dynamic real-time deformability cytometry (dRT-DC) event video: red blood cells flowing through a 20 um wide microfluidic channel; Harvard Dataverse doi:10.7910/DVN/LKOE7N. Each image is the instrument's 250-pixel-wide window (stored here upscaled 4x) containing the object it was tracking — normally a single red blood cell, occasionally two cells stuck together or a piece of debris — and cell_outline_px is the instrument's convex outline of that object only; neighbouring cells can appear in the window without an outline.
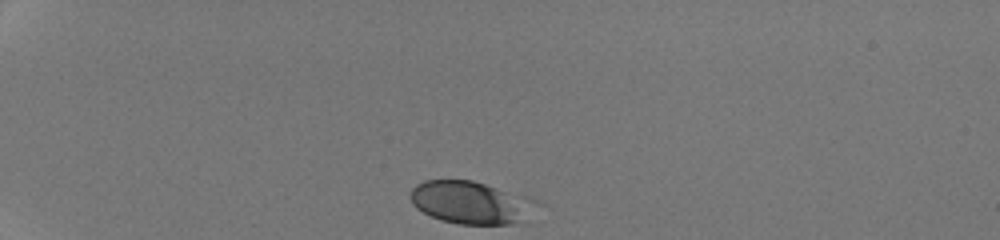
{"species": "human", "species_latin": "Homo sapiens", "temperature_condition": "room temperature", "stored_images_in_passage": 31, "camera_frame_rate_fps": 3000, "um_per_image_px": 0.085, "donor": {"sex": "male"}, "frame": {"image": 1, "passage_image": 1, "time_ms": 0.0, "image_size_px": [1000, 240], "cell_outline_px": [[548, 208], [512, 224], [460, 224], [440, 220], [416, 208], [412, 204], [408, 196], [412, 188], [416, 184], [424, 180], [472, 180], [528, 196], [544, 204]], "centroid_in_image_um": [40.14, 17.21], "position_along_channel_um": 44.9, "area_um2": 32.25}}
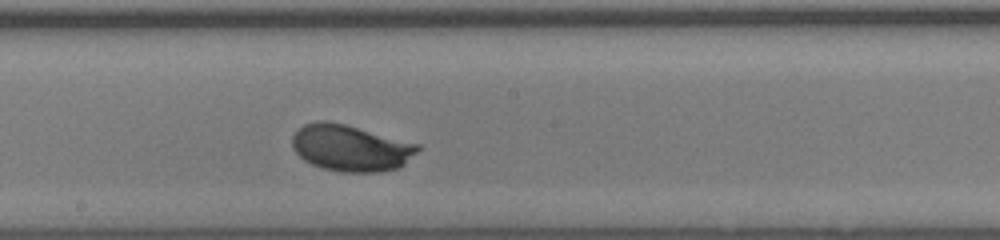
{"frame": {"image": 2, "passage_image": 18, "time_ms": 5.667, "image_size_px": [1000, 240], "cell_outline_px": [[420, 148], [400, 168], [380, 172], [340, 172], [324, 168], [312, 164], [304, 160], [292, 148], [292, 136], [304, 124], [316, 120], [324, 120], [344, 124], [420, 144]], "centroid_in_image_um": [29.8, 12.58], "position_along_channel_um": 218.4, "area_um2": 33.87}}
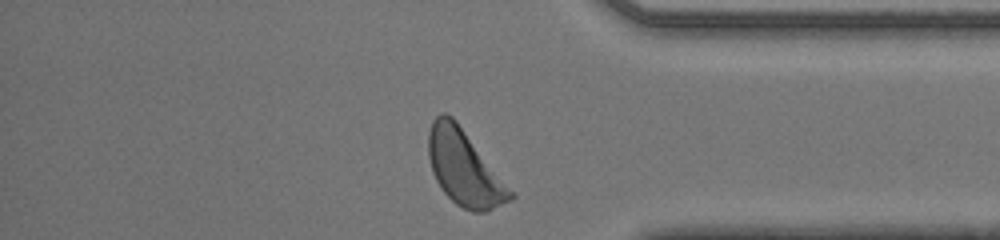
{"frame": {"image": 3, "passage_image": 31, "time_ms": 10.0, "image_size_px": [1000, 240], "cell_outline_px": [[516, 196], [512, 200], [484, 212], [472, 212], [456, 204], [440, 188], [432, 172], [428, 156], [428, 132], [432, 120], [440, 112], [444, 112], [452, 116], [456, 120]], "centroid_in_image_um": [39.43, 14.26], "position_along_channel_um": 395.8, "area_um2": 35.55}, "authors_computed_cell_mechanics": {"area_um2": 32.8882, "velocity_mm_per_s": 4.2448, "shape_relaxation_time_tau1_ms": 2.185, "shape_relaxation_time_tau2_ms": null, "deformation_change_tau1": 0.1314, "deformation_change_tau2": null}}